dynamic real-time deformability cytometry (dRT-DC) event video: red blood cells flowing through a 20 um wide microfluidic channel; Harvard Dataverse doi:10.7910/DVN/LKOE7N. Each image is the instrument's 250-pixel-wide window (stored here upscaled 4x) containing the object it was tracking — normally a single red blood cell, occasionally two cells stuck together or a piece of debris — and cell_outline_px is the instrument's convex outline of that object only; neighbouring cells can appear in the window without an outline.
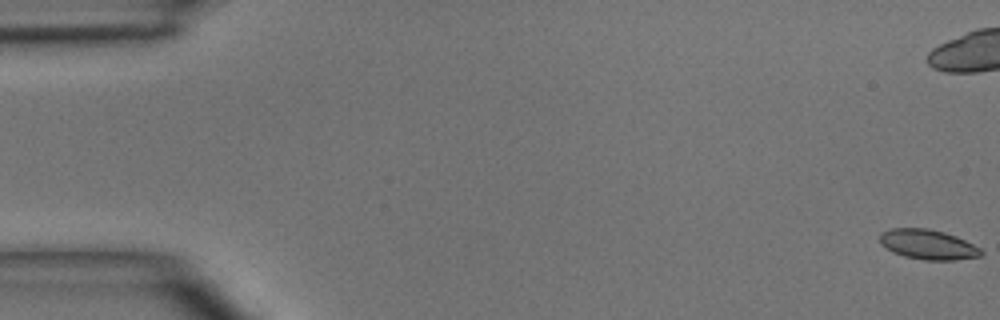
{"species": "common noctule bat (a hibernating species)", "species_latin": "Nyctalus noctula", "temperature_condition": "room temperature", "stored_images_in_passage": 9, "camera_frame_rate_fps": 3000, "um_per_image_px": 0.085, "animal": {"sex": "male", "body_mass_g": 15.6}, "frame": {"image": 1, "passage_image": 1, "time_ms": 0.0, "image_size_px": [1000, 320], "cell_outline_px": [[984, 252], [980, 256], [956, 260], [924, 260], [904, 256], [892, 252], [880, 244], [880, 232], [892, 228], [928, 228], [944, 232], [956, 236], [980, 248]], "centroid_in_image_um": [78.85, 20.78], "position_along_channel_um": 6.1, "area_um2": 17.69}}